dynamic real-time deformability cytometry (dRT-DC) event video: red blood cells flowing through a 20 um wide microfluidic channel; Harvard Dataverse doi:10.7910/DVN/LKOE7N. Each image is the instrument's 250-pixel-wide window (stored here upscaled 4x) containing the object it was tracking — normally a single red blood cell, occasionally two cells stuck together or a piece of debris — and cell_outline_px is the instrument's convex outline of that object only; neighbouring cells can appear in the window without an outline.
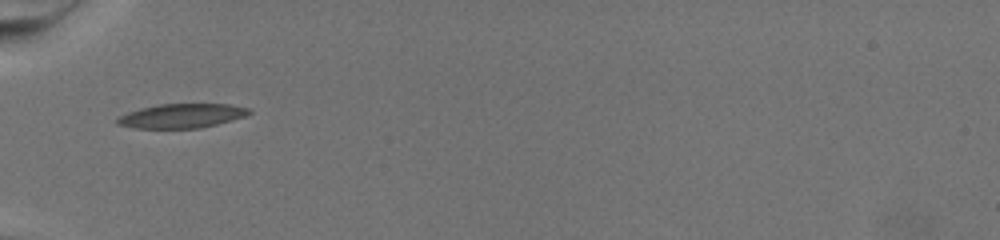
{"species": "common noctule bat (a hibernating species)", "species_latin": "Nyctalus noctula", "temperature_condition": "warm", "stored_images_in_passage": 48, "camera_frame_rate_fps": 3000, "um_per_image_px": 0.085, "animal": {"sex": "female", "body_mass_g": 19.5, "forearm_length_mm": 54.1}, "frame": {"image": 1, "passage_image": 1, "time_ms": 0.0, "image_size_px": [1000, 240], "cell_outline_px": [[252, 112], [244, 116], [216, 124], [200, 128], [136, 128], [116, 124], [116, 120], [120, 116], [128, 112], [140, 108], [160, 104], [228, 104], [248, 108]], "centroid_in_image_um": [15.42, 9.84], "position_along_channel_um": 69.6, "area_um2": 18.38}}
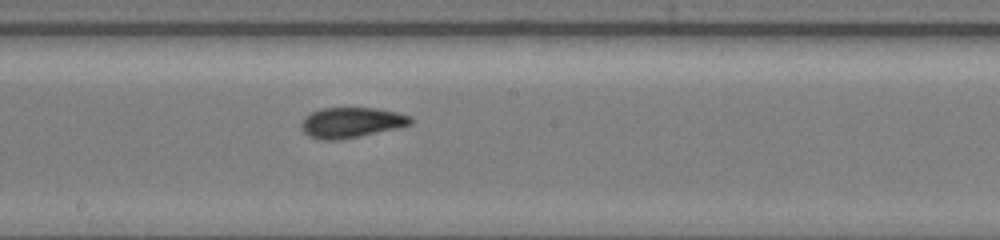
{"frame": {"image": 2, "passage_image": 17, "time_ms": 5.333, "image_size_px": [1000, 240], "cell_outline_px": [[412, 124], [396, 128], [360, 136], [340, 140], [320, 140], [308, 136], [300, 128], [300, 124], [304, 116], [320, 108], [376, 108], [396, 112], [412, 116]], "centroid_in_image_um": [29.82, 10.42], "position_along_channel_um": 218.4, "area_um2": 19.48}}
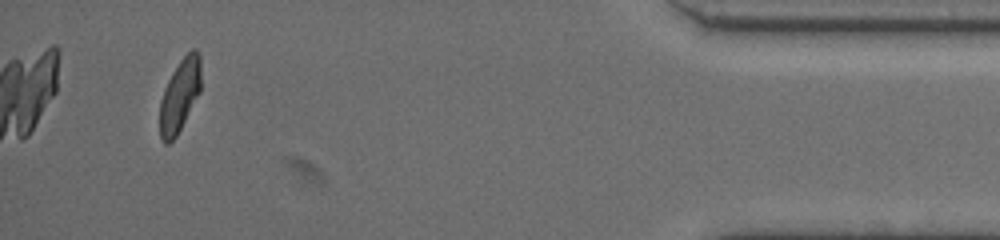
{"frame": {"image": 3, "passage_image": 44, "time_ms": 14.333, "image_size_px": [1000, 240], "cell_outline_px": [[200, 92], [176, 136], [168, 144], [164, 144], [160, 136], [160, 100], [164, 88], [172, 72], [180, 60], [192, 48], [196, 48], [200, 56]], "centroid_in_image_um": [15.27, 8.09], "position_along_channel_um": 419.9, "area_um2": 17.34}}